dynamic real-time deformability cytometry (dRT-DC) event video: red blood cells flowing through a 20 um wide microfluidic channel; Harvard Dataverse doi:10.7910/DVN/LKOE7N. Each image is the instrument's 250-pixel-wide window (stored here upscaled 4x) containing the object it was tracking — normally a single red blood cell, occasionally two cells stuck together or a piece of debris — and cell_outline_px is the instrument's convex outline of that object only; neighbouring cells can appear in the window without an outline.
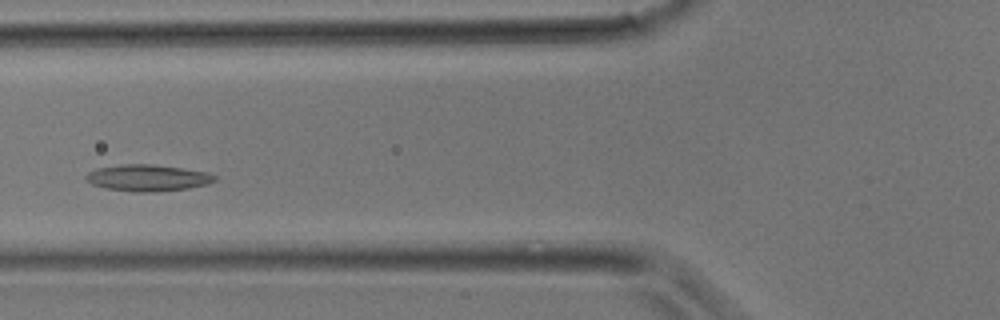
{"species": "common noctule bat (a hibernating species)", "species_latin": "Nyctalus noctula", "temperature_condition": "room temperature", "stored_images_in_passage": 29, "camera_frame_rate_fps": 3000, "um_per_image_px": 0.085, "animal": {"sex": "male", "body_mass_g": 17.9}, "frame": {"image": 1, "passage_image": 8, "time_ms": 2.333, "image_size_px": [1000, 320], "cell_outline_px": [[216, 180], [208, 184], [188, 188], [152, 192], [132, 192], [104, 188], [92, 184], [84, 176], [88, 172], [96, 168], [120, 164], [152, 164], [208, 172], [216, 176]], "centroid_in_image_um": [12.53, 15.12], "position_along_channel_um": 113.3, "area_um2": 19.94}}
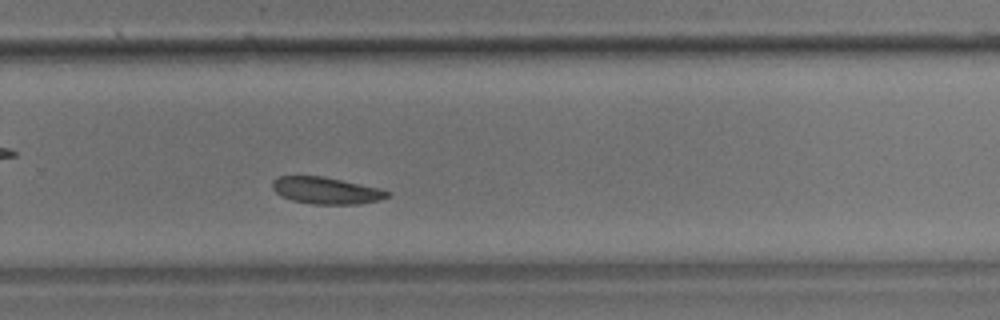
{"frame": {"image": 2, "passage_image": 18, "time_ms": 5.667, "image_size_px": [1000, 320], "cell_outline_px": [[392, 196], [380, 200], [356, 204], [312, 204], [292, 200], [280, 196], [272, 188], [272, 180], [280, 176], [324, 176], [380, 188], [392, 192]], "centroid_in_image_um": [27.75, 16.19], "position_along_channel_um": 302.0, "area_um2": 18.15}}
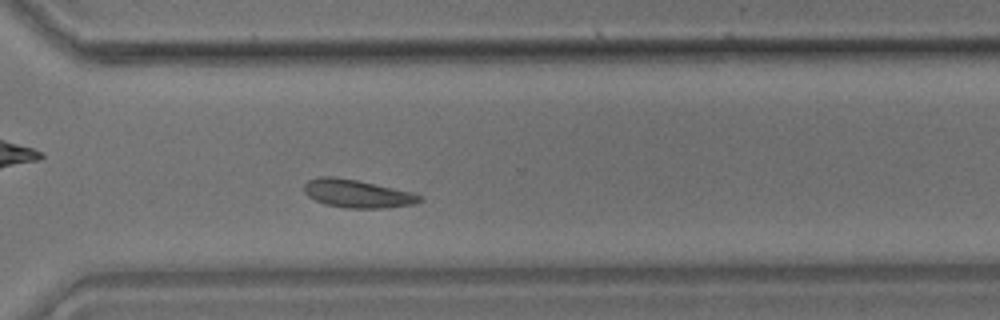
{"frame": {"image": 3, "passage_image": 20, "time_ms": 6.333, "image_size_px": [1000, 320], "cell_outline_px": [[424, 200], [412, 204], [388, 208], [348, 208], [324, 204], [308, 196], [304, 192], [304, 184], [308, 180], [320, 176], [332, 176], [356, 180], [412, 192], [424, 196]], "centroid_in_image_um": [30.38, 16.46], "position_along_channel_um": 340.2, "area_um2": 18.9}}